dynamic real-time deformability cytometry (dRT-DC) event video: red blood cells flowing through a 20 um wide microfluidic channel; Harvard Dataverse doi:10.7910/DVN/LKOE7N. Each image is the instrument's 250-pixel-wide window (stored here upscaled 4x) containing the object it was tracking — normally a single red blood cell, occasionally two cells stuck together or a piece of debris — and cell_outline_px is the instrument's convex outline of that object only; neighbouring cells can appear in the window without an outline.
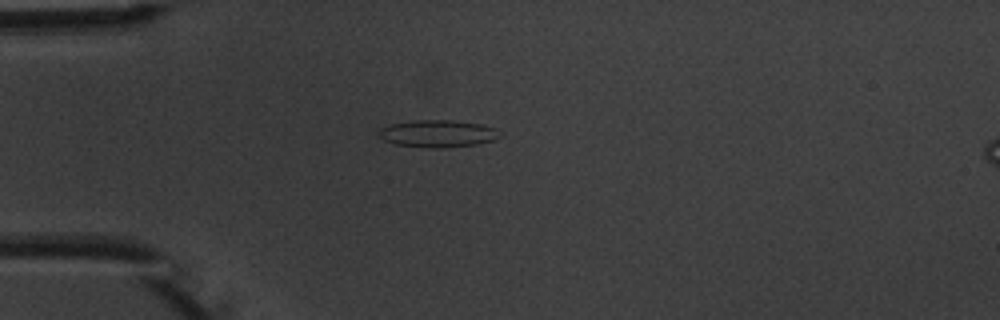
{"species": "common noctule bat (a hibernating species)", "species_latin": "Nyctalus noctula", "temperature_condition": "warm", "stored_images_in_passage": 5, "camera_frame_rate_fps": 3000, "um_per_image_px": 0.085, "animal": {"sex": "male", "body_mass_g": 20.1, "forearm_length_mm": 53.5}, "frame": {"image": 1, "passage_image": 4, "time_ms": 3.667, "image_size_px": [1000, 320], "cell_outline_px": [[504, 136], [496, 140], [476, 144], [440, 148], [428, 148], [396, 144], [384, 140], [376, 136], [376, 132], [380, 128], [392, 124], [412, 120], [452, 120], [480, 124], [496, 128]], "centroid_in_image_um": [37.22, 11.36], "position_along_channel_um": 47.8, "area_um2": 19.48}}